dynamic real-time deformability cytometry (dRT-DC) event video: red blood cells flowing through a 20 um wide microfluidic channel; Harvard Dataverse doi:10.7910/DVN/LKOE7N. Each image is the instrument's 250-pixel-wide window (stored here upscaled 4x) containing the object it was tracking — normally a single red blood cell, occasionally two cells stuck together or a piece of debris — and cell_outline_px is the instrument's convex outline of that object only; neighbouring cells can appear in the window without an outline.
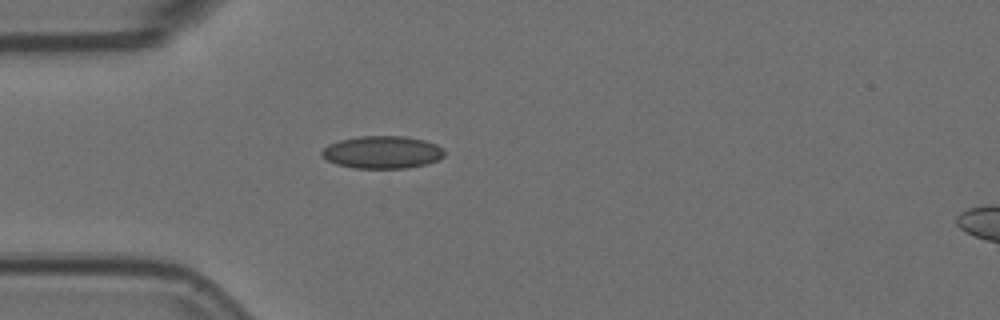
{"species": "Egyptian fruit bat (a non-hibernating species)", "species_latin": "Rousettus aegyptiacus", "temperature_condition": "room temperature", "stored_images_in_passage": 37, "camera_frame_rate_fps": 3000, "um_per_image_px": 0.085, "animal": {"sex": "female"}, "frame": {"image": 1, "passage_image": 1, "time_ms": 0.0, "image_size_px": [1000, 320], "cell_outline_px": [[444, 156], [428, 164], [408, 168], [356, 168], [336, 164], [328, 160], [320, 152], [328, 144], [340, 140], [360, 136], [404, 136], [424, 140], [436, 144], [444, 148]], "centroid_in_image_um": [32.52, 12.94], "position_along_channel_um": 52.5, "area_um2": 23.24}}
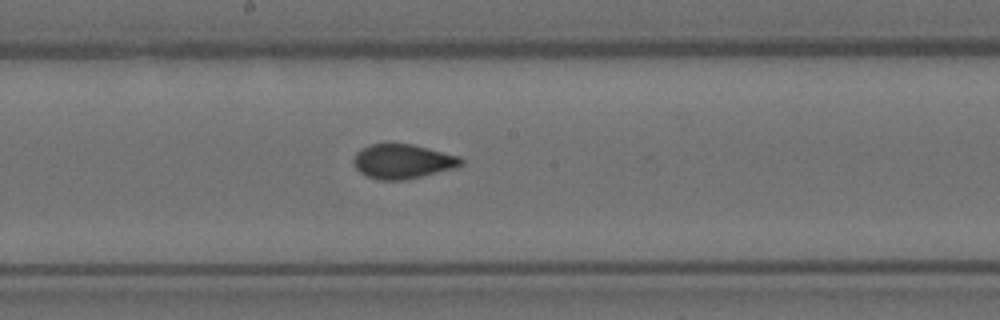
{"frame": {"image": 2, "passage_image": 15, "time_ms": 4.667, "image_size_px": [1000, 320], "cell_outline_px": [[464, 164], [456, 168], [404, 180], [380, 180], [368, 176], [360, 172], [352, 164], [352, 160], [356, 152], [360, 148], [372, 144], [412, 144], [460, 156], [464, 160]], "centroid_in_image_um": [34.23, 13.72], "position_along_channel_um": 214.0, "area_um2": 21.68}}
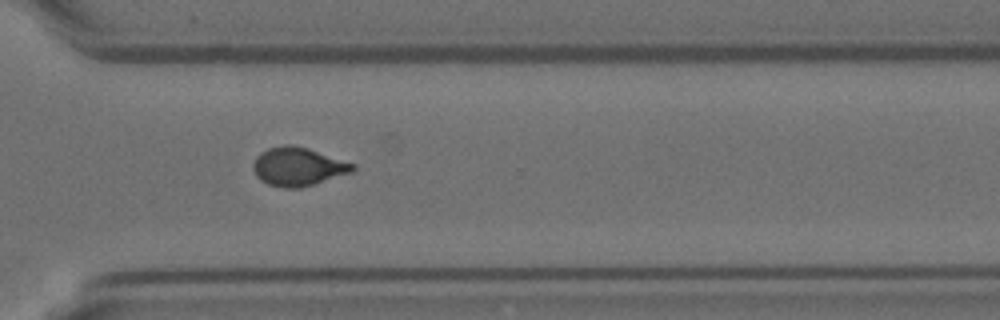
{"frame": {"image": 3, "passage_image": 26, "time_ms": 8.333, "image_size_px": [1000, 320], "cell_outline_px": [[356, 168], [352, 172], [300, 188], [284, 188], [268, 184], [260, 180], [256, 176], [252, 168], [252, 164], [256, 156], [260, 152], [268, 148], [284, 144], [288, 144], [308, 148], [356, 164]], "centroid_in_image_um": [25.31, 14.16], "position_along_channel_um": 345.3, "area_um2": 22.43}}